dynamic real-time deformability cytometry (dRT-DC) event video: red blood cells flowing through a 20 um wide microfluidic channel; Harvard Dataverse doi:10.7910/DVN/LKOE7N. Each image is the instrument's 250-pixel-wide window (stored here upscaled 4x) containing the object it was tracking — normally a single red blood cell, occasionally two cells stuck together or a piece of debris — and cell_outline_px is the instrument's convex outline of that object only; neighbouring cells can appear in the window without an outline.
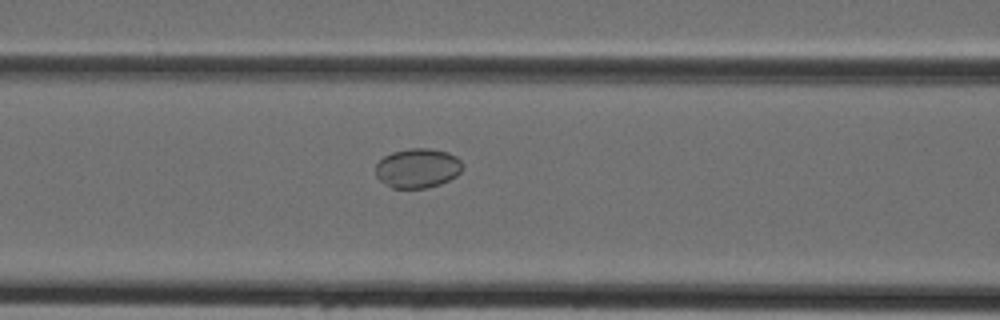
{"species": "Egyptian fruit bat (a non-hibernating species)", "species_latin": "Rousettus aegyptiacus", "temperature_condition": "cold", "stored_images_in_passage": 32, "camera_frame_rate_fps": 3000, "um_per_image_px": 0.085, "animal": {"sex": "female"}, "frame": {"image": 1, "passage_image": 6, "time_ms": 1.667, "image_size_px": [1000, 320], "cell_outline_px": [[464, 168], [456, 176], [440, 184], [428, 188], [392, 188], [380, 180], [376, 176], [376, 164], [384, 156], [392, 152], [408, 148], [432, 148], [448, 152], [456, 156], [460, 160]], "centroid_in_image_um": [35.51, 14.28], "position_along_channel_um": 131.1, "area_um2": 20.17}}
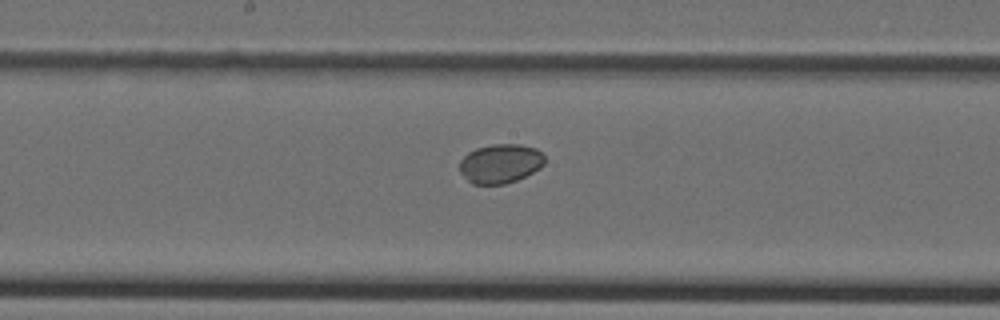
{"frame": {"image": 2, "passage_image": 11, "time_ms": 3.333, "image_size_px": [1000, 320], "cell_outline_px": [[544, 164], [540, 168], [516, 180], [504, 184], [472, 184], [460, 172], [460, 160], [468, 152], [476, 148], [492, 144], [520, 144], [536, 148], [544, 152]], "centroid_in_image_um": [42.54, 13.89], "position_along_channel_um": 205.7, "area_um2": 19.48}}
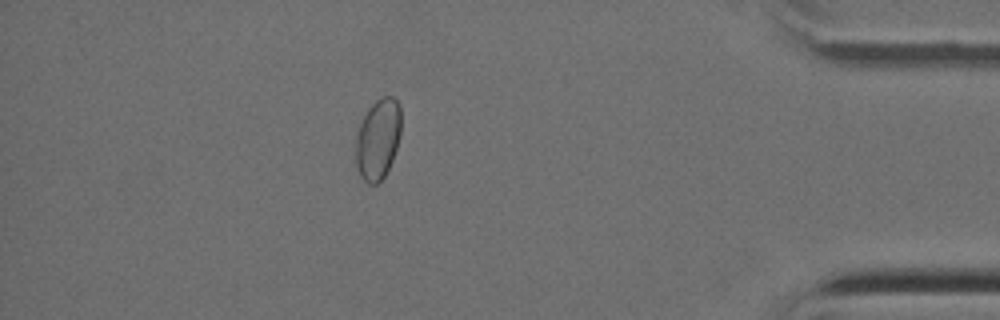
{"frame": {"image": 3, "passage_image": 27, "time_ms": 8.667, "image_size_px": [1000, 320], "cell_outline_px": [[400, 136], [392, 160], [384, 176], [376, 184], [368, 184], [360, 176], [356, 168], [356, 136], [360, 124], [368, 108], [376, 100], [384, 96], [392, 96], [400, 104]], "centroid_in_image_um": [32.12, 11.82], "position_along_channel_um": 403.1, "area_um2": 21.21}}